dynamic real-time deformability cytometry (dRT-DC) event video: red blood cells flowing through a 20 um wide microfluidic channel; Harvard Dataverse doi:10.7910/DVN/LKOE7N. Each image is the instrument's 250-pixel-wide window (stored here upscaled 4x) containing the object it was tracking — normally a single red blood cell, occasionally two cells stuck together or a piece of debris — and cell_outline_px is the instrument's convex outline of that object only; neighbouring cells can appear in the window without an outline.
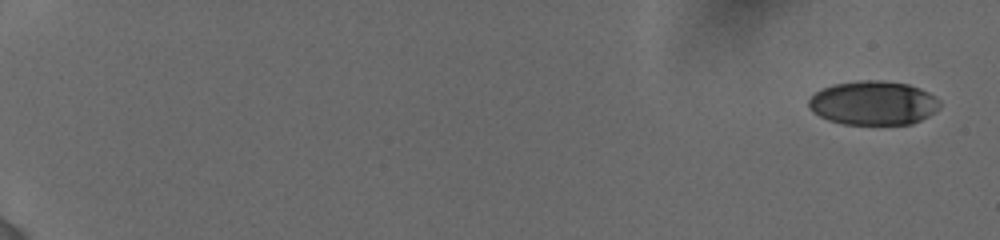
{"species": "human", "species_latin": "Homo sapiens", "temperature_condition": "cold", "stored_images_in_passage": 26, "camera_frame_rate_fps": 3000, "um_per_image_px": 0.085, "donor": {"sex": "female"}, "frame": {"image": 1, "passage_image": 1, "time_ms": 0.0, "image_size_px": [1000, 240], "cell_outline_px": [[940, 104], [928, 116], [912, 124], [844, 124], [828, 120], [812, 112], [808, 108], [808, 100], [820, 88], [832, 84], [860, 80], [880, 80], [908, 84], [920, 88], [928, 92], [940, 100]], "centroid_in_image_um": [74.19, 8.74], "position_along_channel_um": 10.8, "area_um2": 33.7}}
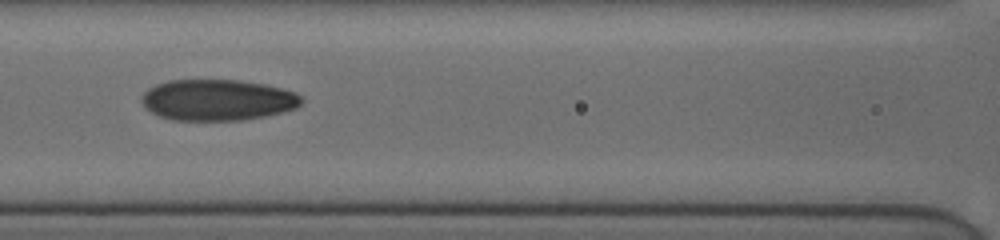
{"frame": {"image": 2, "passage_image": 15, "time_ms": 9.0, "image_size_px": [1000, 240], "cell_outline_px": [[304, 100], [296, 108], [268, 116], [244, 120], [172, 120], [160, 116], [152, 112], [140, 100], [140, 96], [148, 88], [156, 84], [168, 80], [240, 80], [264, 84], [296, 92]], "centroid_in_image_um": [18.5, 8.5], "position_along_channel_um": 148.1, "area_um2": 38.44}}
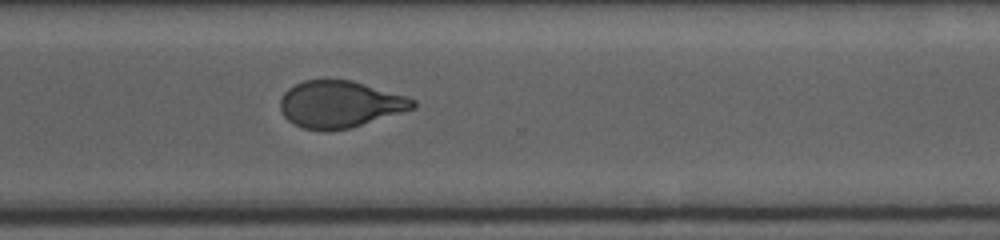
{"frame": {"image": 3, "passage_image": 26, "time_ms": 14.0, "image_size_px": [1000, 240], "cell_outline_px": [[416, 108], [348, 128], [300, 128], [292, 124], [284, 116], [280, 108], [280, 96], [288, 88], [304, 80], [352, 80], [404, 96], [416, 100]], "centroid_in_image_um": [28.86, 8.83], "position_along_channel_um": 341.7, "area_um2": 35.49}}